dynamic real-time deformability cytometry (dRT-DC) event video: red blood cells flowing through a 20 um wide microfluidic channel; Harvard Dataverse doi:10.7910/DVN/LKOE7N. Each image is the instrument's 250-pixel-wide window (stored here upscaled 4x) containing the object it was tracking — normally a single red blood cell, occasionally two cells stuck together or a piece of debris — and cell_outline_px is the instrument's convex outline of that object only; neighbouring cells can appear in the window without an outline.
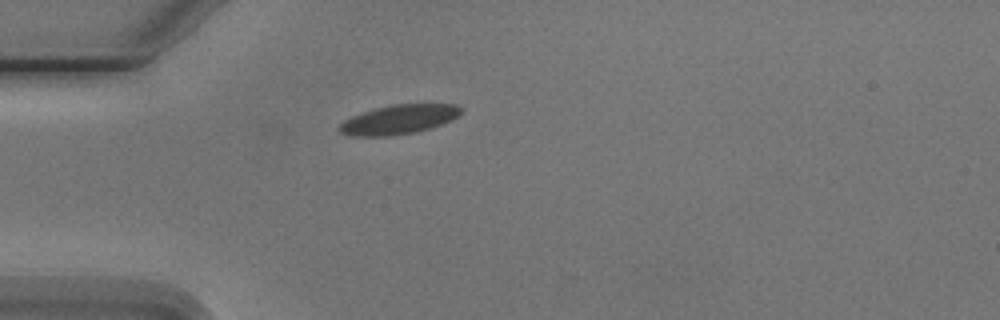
{"species": "Egyptian fruit bat (a non-hibernating species)", "species_latin": "Rousettus aegyptiacus", "temperature_condition": "cold", "stored_images_in_passage": 1, "camera_frame_rate_fps": 3000, "um_per_image_px": 0.085, "animal": {"sex": "male"}, "frame": {"image": 1, "passage_image": 1, "time_ms": 0.0, "image_size_px": [1000, 320], "cell_outline_px": [[464, 108], [456, 116], [440, 124], [428, 128], [412, 132], [392, 136], [352, 136], [340, 132], [336, 128], [344, 120], [352, 116], [376, 108], [392, 104], [456, 104]], "centroid_in_image_um": [33.85, 10.15], "position_along_channel_um": 51.2, "area_um2": 20.46}}